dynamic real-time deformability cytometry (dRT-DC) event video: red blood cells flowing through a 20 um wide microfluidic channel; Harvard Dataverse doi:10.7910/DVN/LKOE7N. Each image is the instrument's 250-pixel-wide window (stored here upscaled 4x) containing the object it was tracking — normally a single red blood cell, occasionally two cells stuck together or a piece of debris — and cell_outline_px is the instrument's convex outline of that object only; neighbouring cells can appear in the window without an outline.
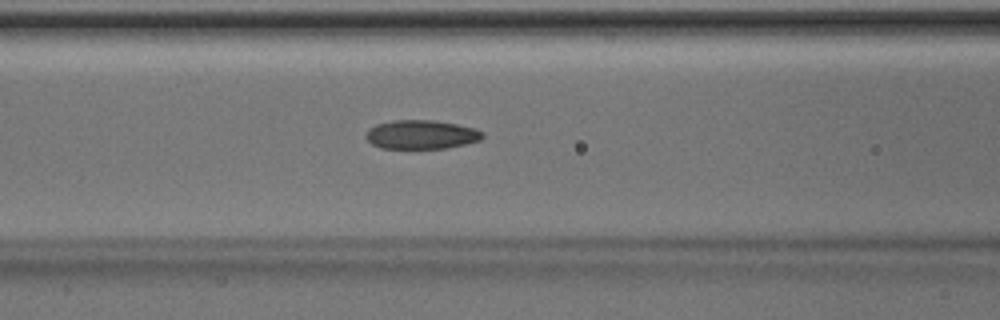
{"species": "Egyptian fruit bat (a non-hibernating species)", "species_latin": "Rousettus aegyptiacus", "temperature_condition": "room temperature", "stored_images_in_passage": 40, "camera_frame_rate_fps": 3000, "um_per_image_px": 0.085, "animal": {"sex": "male"}, "frame": {"image": 1, "passage_image": 20, "time_ms": 6.333, "image_size_px": [1000, 320], "cell_outline_px": [[484, 136], [480, 140], [448, 148], [380, 148], [372, 144], [364, 136], [368, 128], [376, 124], [392, 120], [432, 120], [456, 124], [472, 128], [484, 132]], "centroid_in_image_um": [35.77, 11.43], "position_along_channel_um": 130.8, "area_um2": 19.65}}
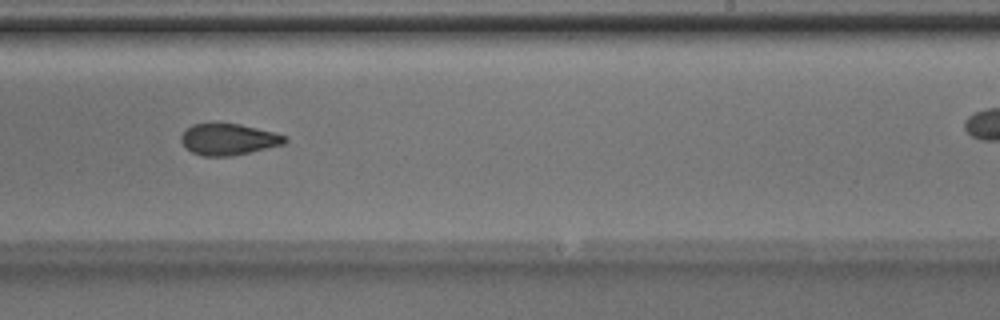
{"frame": {"image": 2, "passage_image": 30, "time_ms": 9.667, "image_size_px": [1000, 320], "cell_outline_px": [[288, 140], [284, 144], [232, 156], [204, 156], [192, 152], [180, 140], [180, 136], [184, 128], [192, 124], [240, 124], [272, 132], [284, 136]], "centroid_in_image_um": [19.38, 11.84], "position_along_channel_um": 269.6, "area_um2": 18.73}}
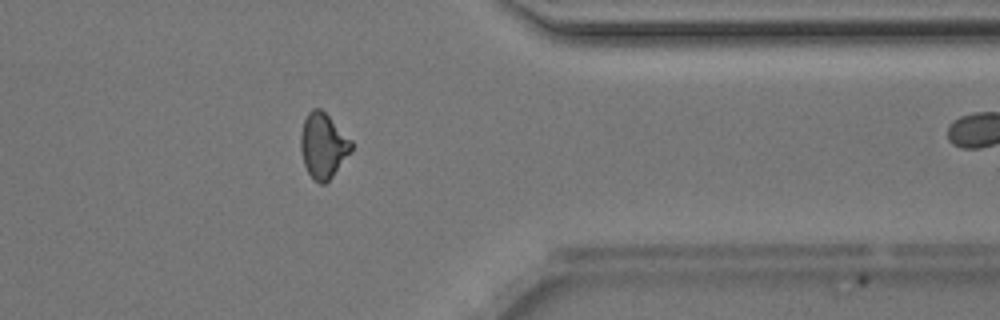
{"frame": {"image": 3, "passage_image": 39, "time_ms": 12.667, "image_size_px": [1000, 320], "cell_outline_px": [[352, 152], [332, 176], [324, 184], [320, 184], [308, 172], [304, 164], [300, 152], [300, 136], [304, 120], [308, 112], [312, 108], [320, 108], [352, 140]], "centroid_in_image_um": [27.47, 12.37], "position_along_channel_um": 383.9, "area_um2": 19.13}}